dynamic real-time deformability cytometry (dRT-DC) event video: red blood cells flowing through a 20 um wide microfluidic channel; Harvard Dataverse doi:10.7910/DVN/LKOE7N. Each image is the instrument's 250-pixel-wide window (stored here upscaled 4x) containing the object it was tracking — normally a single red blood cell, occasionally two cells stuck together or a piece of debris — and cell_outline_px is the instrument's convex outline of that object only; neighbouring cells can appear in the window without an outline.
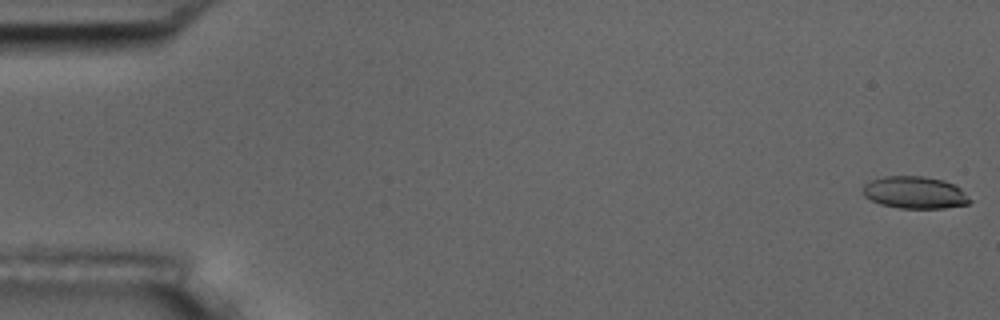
{"species": "common noctule bat (a hibernating species)", "species_latin": "Nyctalus noctula", "temperature_condition": "room temperature", "stored_images_in_passage": 52, "camera_frame_rate_fps": 3000, "um_per_image_px": 0.085, "animal": {"sex": "male", "body_mass_g": 17.5, "forearm_length_mm": 52.3}, "frame": {"image": 1, "passage_image": 1, "time_ms": 0.0, "image_size_px": [1000, 320], "cell_outline_px": [[972, 200], [968, 204], [944, 208], [900, 208], [880, 204], [864, 196], [864, 184], [872, 180], [884, 176], [924, 176], [944, 180], [960, 188]], "centroid_in_image_um": [77.77, 16.36], "position_along_channel_um": 7.2, "area_um2": 19.94}}
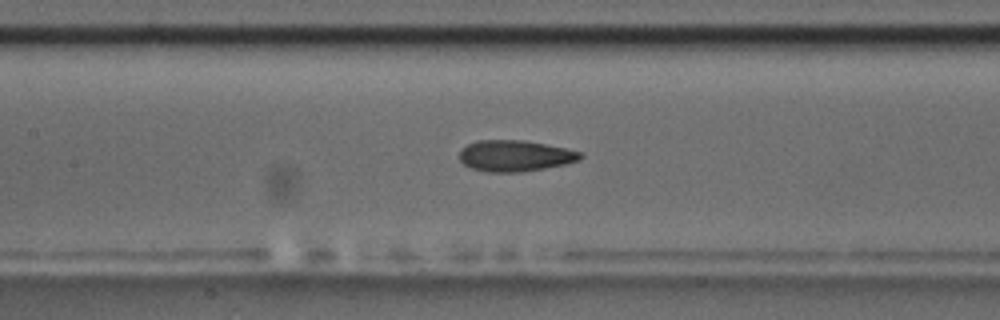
{"frame": {"image": 2, "passage_image": 26, "time_ms": 8.333, "image_size_px": [1000, 320], "cell_outline_px": [[584, 156], [580, 160], [568, 164], [524, 172], [484, 172], [472, 168], [464, 164], [460, 160], [460, 148], [476, 140], [524, 140], [564, 148], [580, 152]], "centroid_in_image_um": [43.77, 13.25], "position_along_channel_um": 163.6, "area_um2": 22.14}}
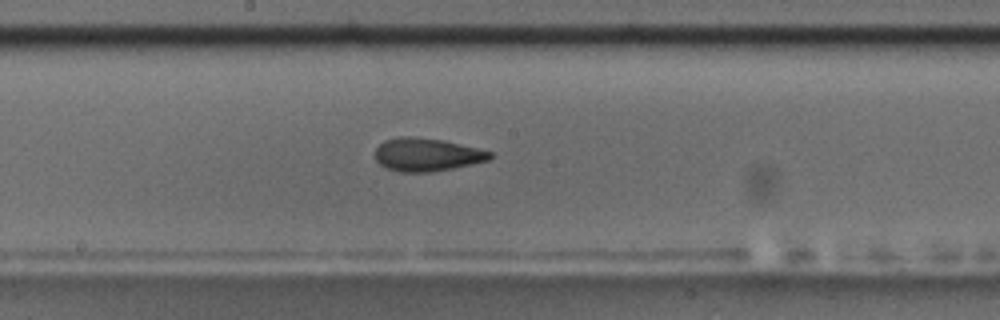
{"frame": {"image": 3, "passage_image": 30, "time_ms": 9.667, "image_size_px": [1000, 320], "cell_outline_px": [[492, 156], [488, 160], [472, 164], [452, 168], [428, 172], [400, 172], [388, 168], [380, 164], [376, 160], [376, 148], [384, 140], [400, 136], [408, 136], [444, 140], [492, 152]], "centroid_in_image_um": [36.26, 13.14], "position_along_channel_um": 211.9, "area_um2": 21.91}, "authors_computed_cell_mechanics": {"area_um2": 21.6461, "velocity_mm_per_s": 3.6472, "shape_relaxation_time_tau1_ms": 8.8323, "shape_relaxation_time_tau2_ms": 2.2116, "deformation_change_tau1": 0.2203, "deformation_change_tau2": 0.0904}}